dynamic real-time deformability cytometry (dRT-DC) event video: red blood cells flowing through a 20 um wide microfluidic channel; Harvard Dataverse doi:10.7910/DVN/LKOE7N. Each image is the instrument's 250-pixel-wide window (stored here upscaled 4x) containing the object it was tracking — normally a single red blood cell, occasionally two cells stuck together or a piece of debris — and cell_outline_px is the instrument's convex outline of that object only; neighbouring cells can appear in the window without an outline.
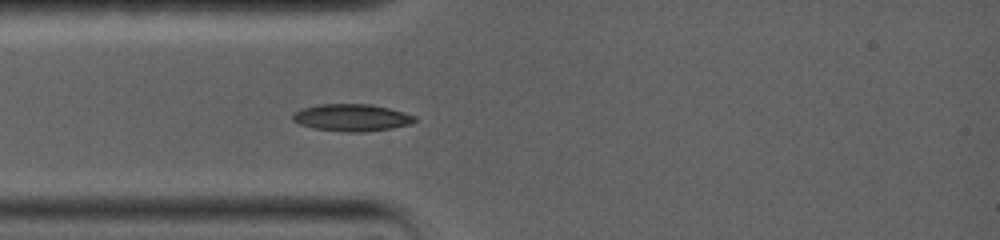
{"species": "common noctule bat (a hibernating species)", "species_latin": "Nyctalus noctula", "temperature_condition": "warm", "stored_images_in_passage": 47, "camera_frame_rate_fps": 5000, "um_per_image_px": 0.085, "animal": {"sex": "female", "body_mass_g": 19.0, "forearm_length_mm": 56.7}, "frame": {"image": 1, "passage_image": 1, "time_ms": 0.0, "image_size_px": [1000, 240], "cell_outline_px": [[416, 120], [412, 124], [392, 128], [364, 132], [344, 132], [316, 128], [300, 124], [292, 120], [292, 112], [300, 108], [320, 104], [372, 104], [388, 108], [416, 116]], "centroid_in_image_um": [29.88, 9.99], "position_along_channel_um": 55.1, "area_um2": 19.36}}
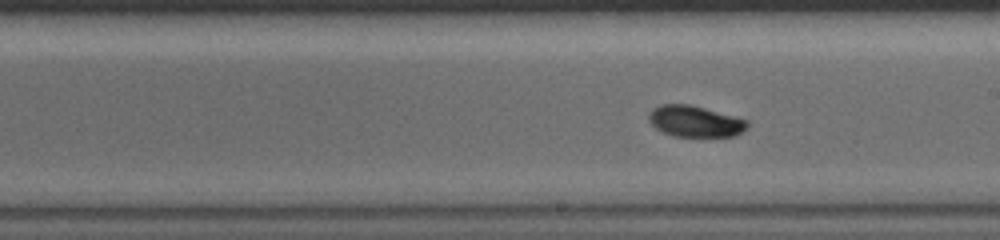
{"frame": {"image": 2, "passage_image": 27, "time_ms": 4.6, "image_size_px": [1000, 240], "cell_outline_px": [[748, 128], [736, 136], [672, 136], [660, 132], [648, 120], [648, 112], [652, 108], [660, 104], [688, 104], [704, 108], [748, 120]], "centroid_in_image_um": [59.04, 10.31], "position_along_channel_um": 230.0, "area_um2": 18.03}}
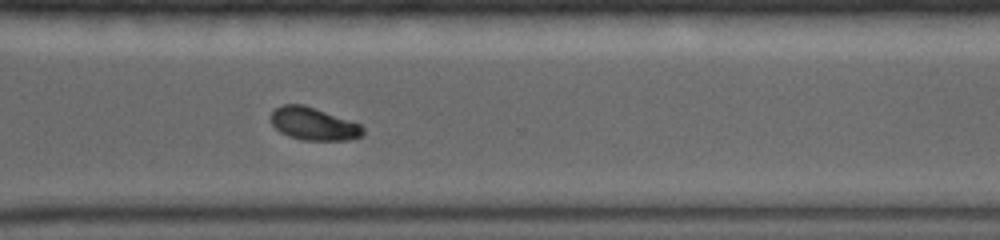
{"frame": {"image": 3, "passage_image": 46, "time_ms": 7.6, "image_size_px": [1000, 240], "cell_outline_px": [[364, 136], [348, 140], [304, 140], [288, 136], [280, 132], [272, 124], [272, 112], [276, 108], [284, 104], [304, 104], [360, 124], [364, 128]], "centroid_in_image_um": [26.68, 10.53], "position_along_channel_um": 343.9, "area_um2": 17.46}}